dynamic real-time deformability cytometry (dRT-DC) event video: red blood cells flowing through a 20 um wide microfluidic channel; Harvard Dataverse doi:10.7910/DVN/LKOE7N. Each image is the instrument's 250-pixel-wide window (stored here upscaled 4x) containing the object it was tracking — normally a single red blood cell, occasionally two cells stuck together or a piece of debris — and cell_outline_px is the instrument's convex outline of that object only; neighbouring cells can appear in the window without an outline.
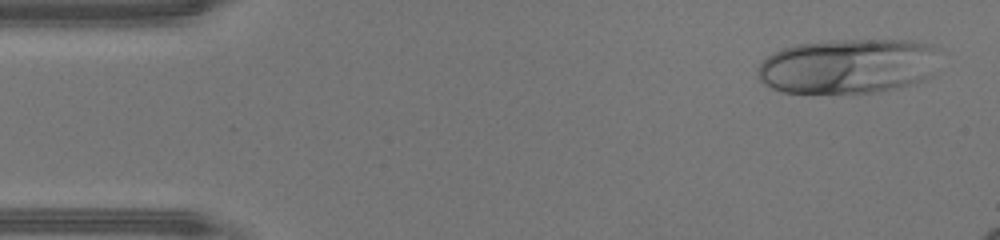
{"species": "human", "species_latin": "Homo sapiens", "temperature_condition": "warm", "stored_images_in_passage": 42, "camera_frame_rate_fps": 3000, "um_per_image_px": 0.085, "donor": {"sex": "male"}, "frame": {"image": 1, "passage_image": 2, "time_ms": 0.333, "image_size_px": [1000, 240], "cell_outline_px": [[936, 48], [928, 76], [920, 80], [908, 84], [876, 92], [784, 92], [772, 88], [764, 84], [760, 80], [756, 72], [756, 68], [768, 56], [784, 48], [796, 44], [832, 40], [908, 40], [932, 44]], "centroid_in_image_um": [71.99, 5.6], "position_along_channel_um": 13.0, "area_um2": 57.16}}
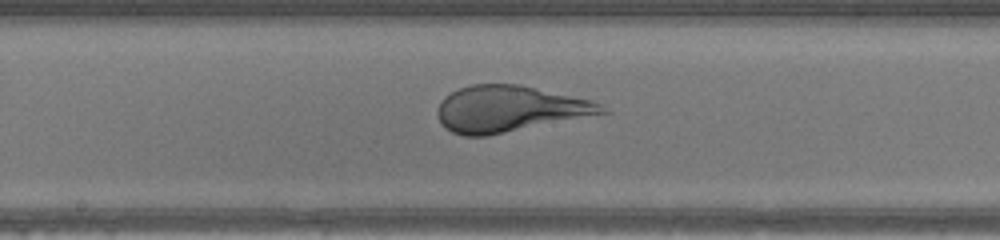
{"frame": {"image": 2, "passage_image": 22, "time_ms": 7.0, "image_size_px": [1000, 240], "cell_outline_px": [[612, 112], [484, 136], [464, 136], [452, 132], [444, 128], [440, 124], [436, 112], [436, 108], [440, 100], [444, 96], [460, 88], [472, 84], [520, 84], [592, 100], [600, 104]], "centroid_in_image_um": [43.27, 9.25], "position_along_channel_um": 204.9, "area_um2": 44.33}}
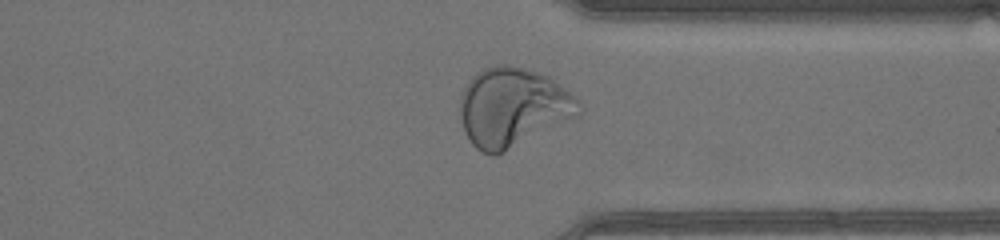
{"frame": {"image": 3, "passage_image": 33, "time_ms": 10.667, "image_size_px": [1000, 240], "cell_outline_px": [[584, 108], [576, 116], [504, 152], [492, 156], [476, 148], [472, 144], [464, 132], [460, 116], [460, 92], [468, 80], [476, 72], [484, 68], [496, 64], [508, 64], [524, 68], [548, 76], [580, 100], [584, 104]], "centroid_in_image_um": [43.56, 9.1], "position_along_channel_um": 367.8, "area_um2": 54.79}}